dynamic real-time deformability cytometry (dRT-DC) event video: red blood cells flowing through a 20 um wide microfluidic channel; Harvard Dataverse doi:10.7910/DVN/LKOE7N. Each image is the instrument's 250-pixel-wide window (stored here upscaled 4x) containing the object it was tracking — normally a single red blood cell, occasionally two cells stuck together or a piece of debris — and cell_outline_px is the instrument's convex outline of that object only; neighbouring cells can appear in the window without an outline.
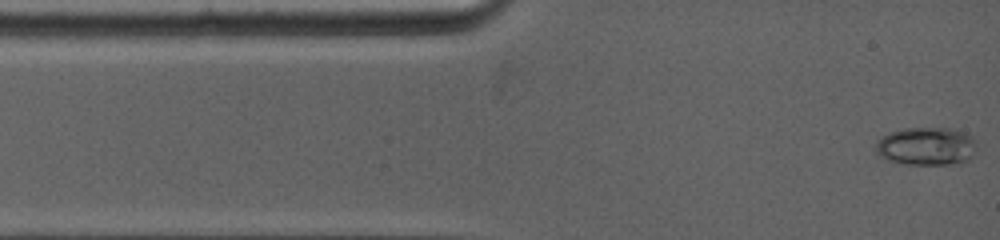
{"species": "common noctule bat (a hibernating species)", "species_latin": "Nyctalus noctula", "temperature_condition": "warm", "stored_images_in_passage": 40, "camera_frame_rate_fps": 5000, "um_per_image_px": 0.085, "animal": {"sex": "female", "body_mass_g": 19.0, "forearm_length_mm": 53.3}, "frame": {"image": 1, "passage_image": 1, "time_ms": 0.0, "image_size_px": [1000, 240], "cell_outline_px": [[972, 156], [968, 160], [960, 164], [904, 164], [880, 156], [876, 152], [876, 144], [884, 136], [892, 132], [908, 128], [948, 128], [972, 136]], "centroid_in_image_um": [78.73, 12.44], "position_along_channel_um": 6.3, "area_um2": 21.73}}
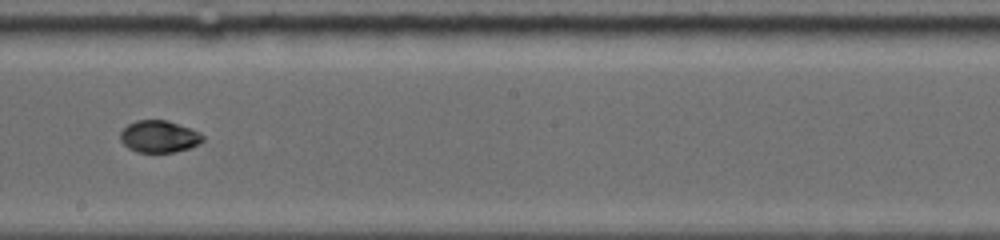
{"frame": {"image": 2, "passage_image": 20, "time_ms": 7.0, "image_size_px": [1000, 240], "cell_outline_px": [[204, 140], [188, 148], [172, 152], [136, 152], [128, 148], [120, 140], [120, 132], [128, 124], [136, 120], [168, 120], [200, 132], [204, 136]], "centroid_in_image_um": [13.5, 11.59], "position_along_channel_um": 234.7, "area_um2": 15.32}}
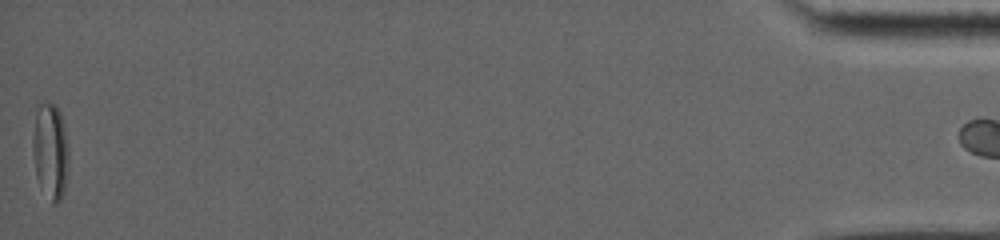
{"frame": {"image": 3, "passage_image": 39, "time_ms": 16.0, "image_size_px": [1000, 240], "cell_outline_px": [[68, 176], [64, 192], [60, 200], [56, 204], [52, 204], [36, 176], [32, 148], [32, 140], [36, 112], [40, 104], [44, 100], [56, 104], [60, 112], [64, 124], [68, 144]], "centroid_in_image_um": [4.3, 12.81], "position_along_channel_um": 430.9, "area_um2": 20.4}}